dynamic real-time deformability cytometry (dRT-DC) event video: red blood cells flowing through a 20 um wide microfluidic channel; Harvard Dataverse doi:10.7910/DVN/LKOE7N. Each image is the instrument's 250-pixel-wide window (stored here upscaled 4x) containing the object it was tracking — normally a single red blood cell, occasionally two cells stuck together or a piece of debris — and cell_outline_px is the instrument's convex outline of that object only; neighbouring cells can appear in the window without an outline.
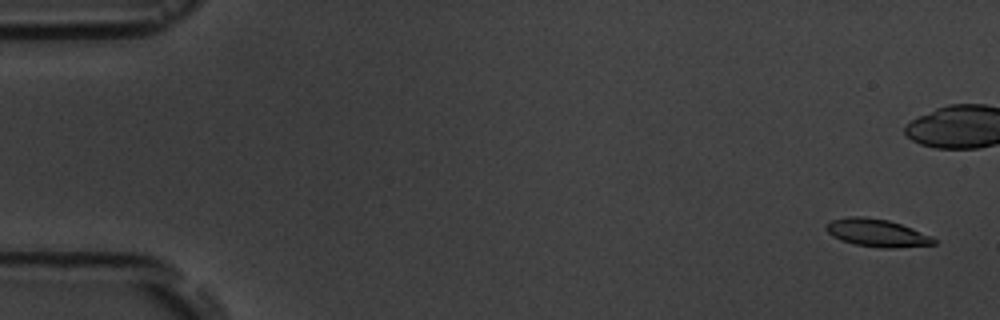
{"species": "common noctule bat (a hibernating species)", "species_latin": "Nyctalus noctula", "temperature_condition": "room temperature", "stored_images_in_passage": 8, "camera_frame_rate_fps": 3000, "um_per_image_px": 0.085, "animal": {"sex": "male", "body_mass_g": 19.5, "forearm_length_mm": 54.6}, "frame": {"image": 1, "passage_image": 1, "time_ms": 0.0, "image_size_px": [1000, 320], "cell_outline_px": [[936, 244], [892, 248], [880, 248], [856, 244], [840, 240], [832, 236], [824, 228], [824, 224], [832, 220], [848, 216], [860, 216], [888, 220], [912, 228], [932, 236], [936, 240]], "centroid_in_image_um": [74.51, 19.79], "position_along_channel_um": 10.5, "area_um2": 17.4}}